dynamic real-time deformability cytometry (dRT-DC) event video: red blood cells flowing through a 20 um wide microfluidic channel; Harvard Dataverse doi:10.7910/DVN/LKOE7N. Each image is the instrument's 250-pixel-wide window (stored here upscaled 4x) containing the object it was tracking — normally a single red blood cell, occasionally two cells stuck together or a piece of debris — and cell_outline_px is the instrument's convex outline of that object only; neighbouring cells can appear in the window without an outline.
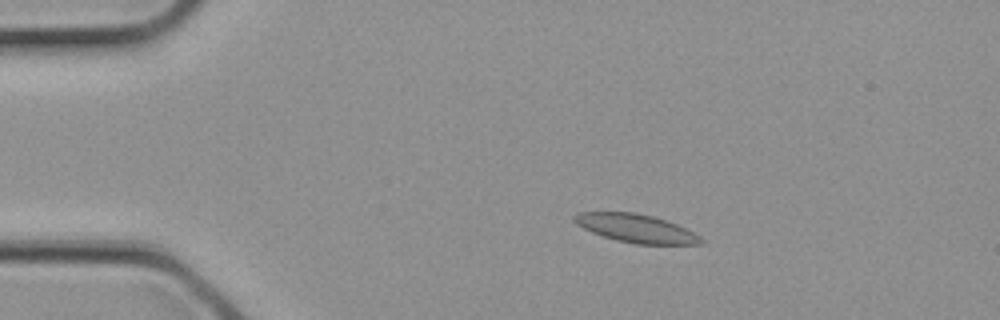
{"species": "common noctule bat (a hibernating species)", "species_latin": "Nyctalus noctula", "temperature_condition": "cold", "stored_images_in_passage": 1, "camera_frame_rate_fps": 3000, "um_per_image_px": 0.085, "animal": {"sex": "female", "body_mass_g": 21.9}, "frame": {"image": 1, "passage_image": 1, "time_ms": 0.0, "image_size_px": [1000, 320], "cell_outline_px": [[704, 244], [636, 244], [616, 240], [592, 232], [576, 224], [572, 220], [572, 216], [580, 212], [636, 212], [652, 216], [676, 224], [700, 236], [704, 240]], "centroid_in_image_um": [54.04, 19.41], "position_along_channel_um": 31.0, "area_um2": 20.75}}